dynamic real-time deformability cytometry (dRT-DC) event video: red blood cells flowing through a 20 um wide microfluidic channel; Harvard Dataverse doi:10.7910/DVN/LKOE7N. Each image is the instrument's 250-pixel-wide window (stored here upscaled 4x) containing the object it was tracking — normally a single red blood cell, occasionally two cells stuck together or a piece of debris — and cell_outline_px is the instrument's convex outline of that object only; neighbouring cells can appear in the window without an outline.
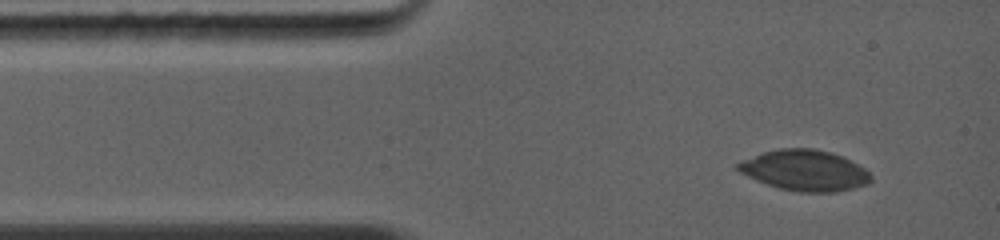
{"species": "common noctule bat (a hibernating species)", "species_latin": "Nyctalus noctula", "temperature_condition": "warm", "stored_images_in_passage": 5, "camera_frame_rate_fps": 5000, "um_per_image_px": 0.085, "animal": {"sex": "female", "body_mass_g": 19.0, "forearm_length_mm": 56.7}, "frame": {"image": 1, "passage_image": 1, "time_ms": 0.0, "image_size_px": [1000, 240], "cell_outline_px": [[872, 180], [868, 184], [836, 192], [800, 192], [780, 188], [756, 180], [740, 172], [736, 168], [736, 164], [740, 160], [760, 152], [780, 148], [816, 148], [832, 152], [864, 168], [872, 176]], "centroid_in_image_um": [68.37, 14.47], "position_along_channel_um": 16.6, "area_um2": 31.62}}